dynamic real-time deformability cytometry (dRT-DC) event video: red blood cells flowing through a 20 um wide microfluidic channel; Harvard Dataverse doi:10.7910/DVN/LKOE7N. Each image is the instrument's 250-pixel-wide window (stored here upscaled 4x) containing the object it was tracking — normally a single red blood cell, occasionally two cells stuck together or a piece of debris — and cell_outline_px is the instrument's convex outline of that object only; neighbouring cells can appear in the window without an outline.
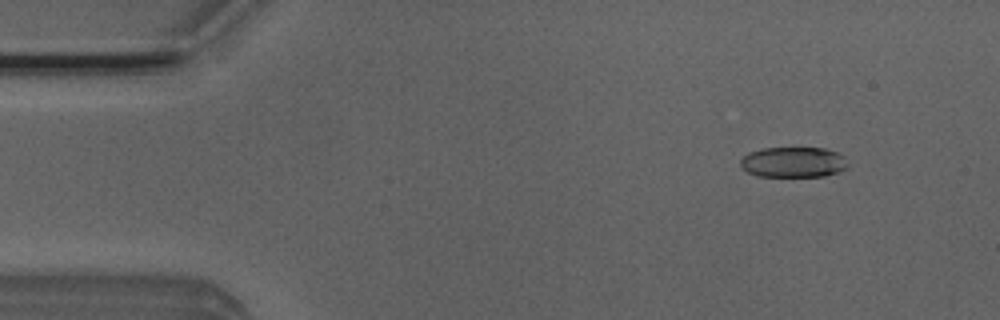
{"species": "Egyptian fruit bat (a non-hibernating species)", "species_latin": "Rousettus aegyptiacus", "temperature_condition": "room temperature", "stored_images_in_passage": 52, "camera_frame_rate_fps": 3000, "um_per_image_px": 0.085, "animal": {"sex": "male"}, "frame": {"image": 1, "passage_image": 5, "time_ms": 1.333, "image_size_px": [1000, 320], "cell_outline_px": [[848, 168], [840, 172], [824, 176], [756, 176], [748, 172], [740, 164], [740, 160], [748, 152], [760, 148], [824, 148], [836, 152], [844, 156], [848, 164]], "centroid_in_image_um": [67.45, 13.78], "position_along_channel_um": 17.5, "area_um2": 19.19}}
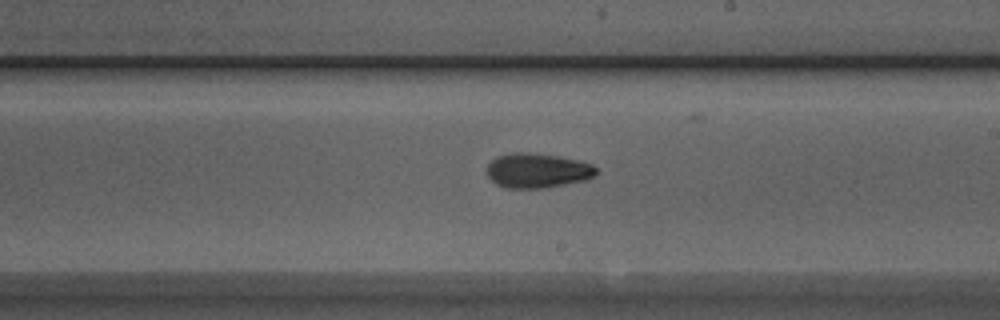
{"frame": {"image": 2, "passage_image": 29, "time_ms": 9.333, "image_size_px": [1000, 320], "cell_outline_px": [[596, 172], [588, 180], [544, 188], [504, 188], [496, 184], [488, 176], [488, 164], [496, 156], [512, 152], [528, 152], [560, 156], [592, 164], [596, 168]], "centroid_in_image_um": [45.66, 14.49], "position_along_channel_um": 243.3, "area_um2": 22.14}}
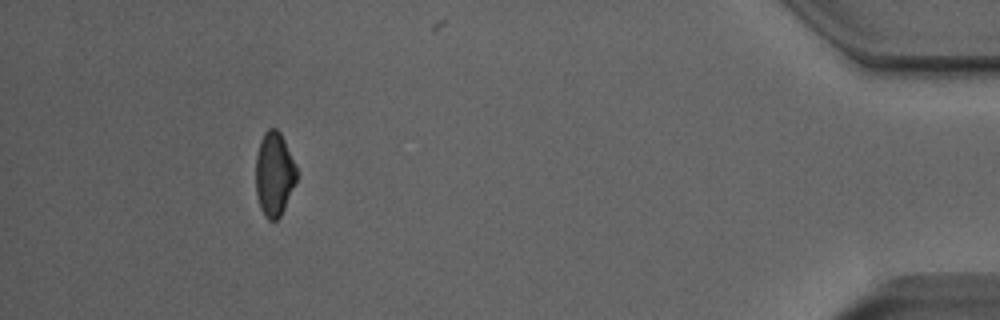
{"frame": {"image": 3, "passage_image": 47, "time_ms": 15.333, "image_size_px": [1000, 320], "cell_outline_px": [[296, 180], [284, 208], [280, 216], [276, 220], [268, 220], [264, 216], [260, 208], [256, 192], [256, 156], [260, 140], [264, 132], [268, 128], [276, 128], [280, 132], [284, 140], [296, 168]], "centroid_in_image_um": [23.28, 14.79], "position_along_channel_um": 411.9, "area_um2": 19.77}, "authors_computed_cell_mechanics": {"area_um2": 20.9236, "velocity_mm_per_s": 3.9353, "shape_relaxation_time_tau1_ms": 4.539, "shape_relaxation_time_tau2_ms": 5.1258, "deformation_change_tau1": 0.1437, "deformation_change_tau2": 0.0937}}